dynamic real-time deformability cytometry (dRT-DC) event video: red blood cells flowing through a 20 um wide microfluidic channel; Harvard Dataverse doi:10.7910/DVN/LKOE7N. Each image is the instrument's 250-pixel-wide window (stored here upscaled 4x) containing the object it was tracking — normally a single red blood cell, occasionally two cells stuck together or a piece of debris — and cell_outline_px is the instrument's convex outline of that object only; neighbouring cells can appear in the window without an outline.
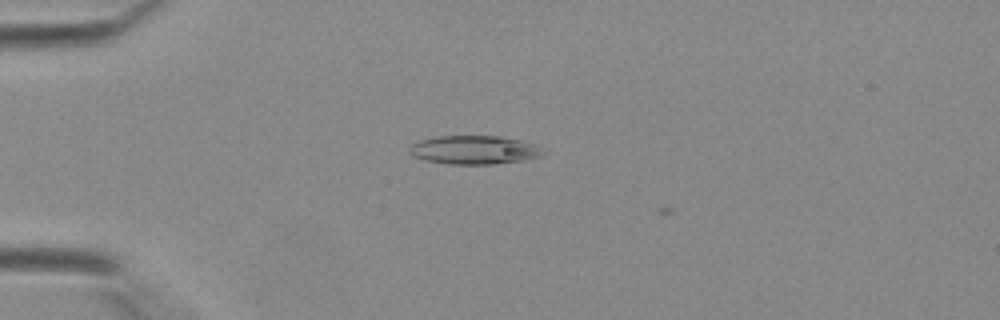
{"species": "Egyptian fruit bat (a non-hibernating species)", "species_latin": "Rousettus aegyptiacus", "temperature_condition": "warm", "stored_images_in_passage": 8, "camera_frame_rate_fps": 3000, "um_per_image_px": 0.085, "animal": {"sex": "female"}, "frame": {"image": 1, "passage_image": 3, "time_ms": 0.667, "image_size_px": [1000, 320], "cell_outline_px": [[540, 156], [524, 160], [492, 164], [448, 164], [424, 160], [412, 156], [408, 152], [408, 148], [412, 144], [420, 140], [436, 136], [500, 136], [520, 140], [532, 144], [536, 148]], "centroid_in_image_um": [40.17, 12.74], "position_along_channel_um": 44.8, "area_um2": 21.96}}
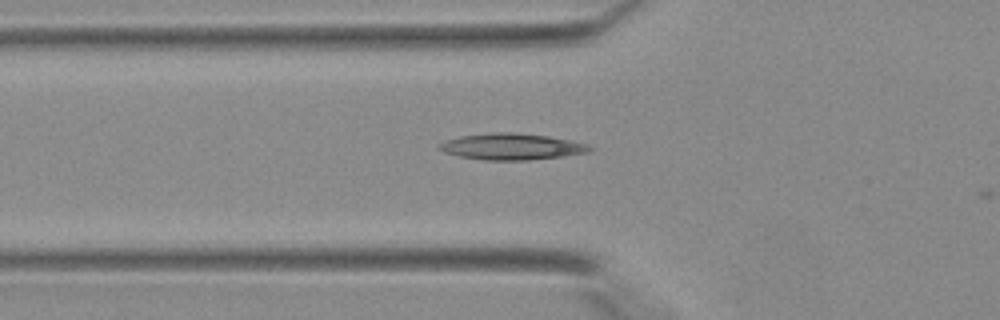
{"frame": {"image": 2, "passage_image": 7, "time_ms": 2.0, "image_size_px": [1000, 320], "cell_outline_px": [[596, 148], [588, 152], [560, 156], [528, 160], [484, 160], [460, 156], [444, 152], [436, 148], [436, 144], [444, 140], [460, 136], [492, 132], [516, 132], [548, 136], [588, 144]], "centroid_in_image_um": [43.44, 12.45], "position_along_channel_um": 82.4, "area_um2": 23.18}}